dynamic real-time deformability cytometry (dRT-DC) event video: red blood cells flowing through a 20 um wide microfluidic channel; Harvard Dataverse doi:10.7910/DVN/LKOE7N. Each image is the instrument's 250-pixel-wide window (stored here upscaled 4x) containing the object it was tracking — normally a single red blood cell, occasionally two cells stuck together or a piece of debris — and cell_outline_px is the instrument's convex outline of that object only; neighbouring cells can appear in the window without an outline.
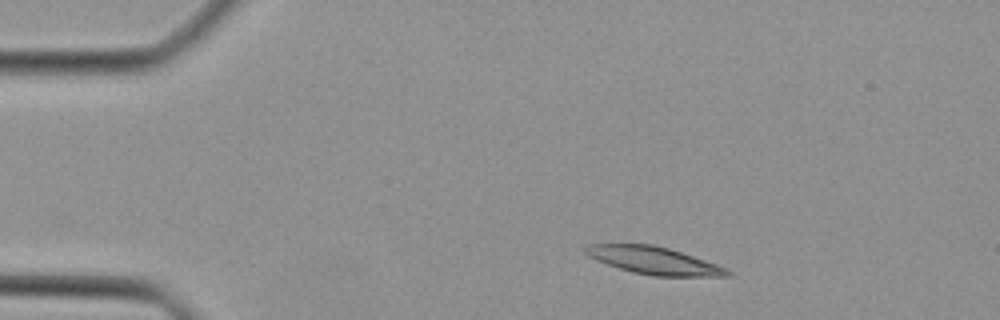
{"species": "Egyptian fruit bat (a non-hibernating species)", "species_latin": "Rousettus aegyptiacus", "temperature_condition": "cold", "stored_images_in_passage": 42, "camera_frame_rate_fps": 3000, "um_per_image_px": 0.085, "animal": {"sex": "female"}, "frame": {"image": 1, "passage_image": 5, "time_ms": 1.333, "image_size_px": [1000, 320], "cell_outline_px": [[732, 276], [652, 276], [632, 272], [596, 260], [588, 256], [584, 252], [584, 248], [588, 244], [652, 244], [668, 248], [716, 264], [732, 272]], "centroid_in_image_um": [55.55, 22.14], "position_along_channel_um": 29.5, "area_um2": 22.43}}
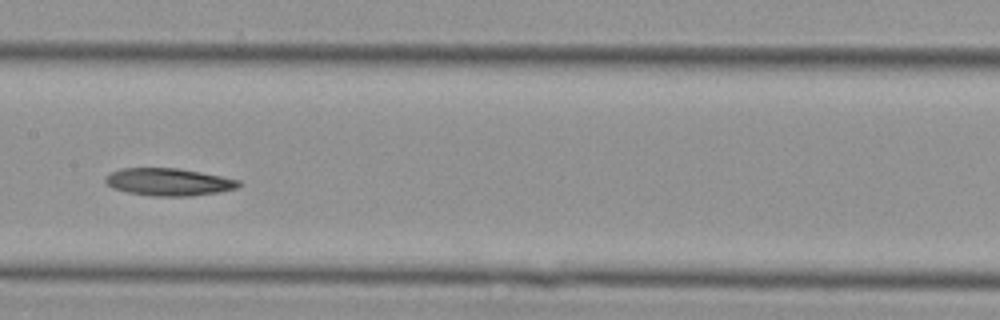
{"frame": {"image": 2, "passage_image": 20, "time_ms": 6.333, "image_size_px": [1000, 320], "cell_outline_px": [[240, 184], [236, 188], [220, 192], [192, 196], [152, 196], [128, 192], [112, 188], [104, 180], [104, 176], [120, 168], [176, 168], [200, 172], [240, 180]], "centroid_in_image_um": [14.31, 15.47], "position_along_channel_um": 193.1, "area_um2": 21.27}}
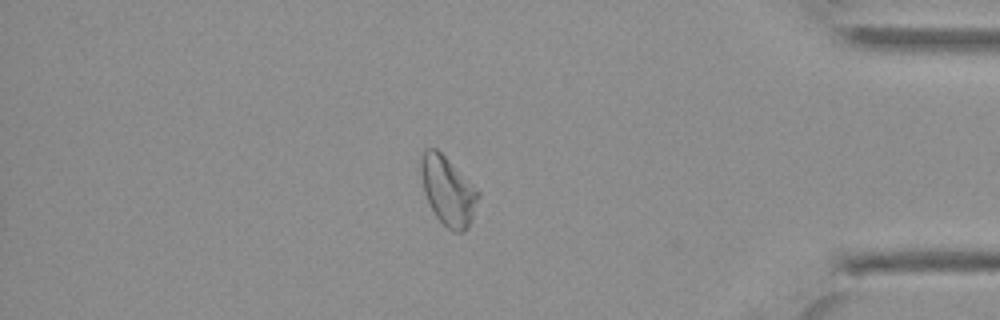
{"frame": {"image": 3, "passage_image": 36, "time_ms": 11.667, "image_size_px": [1000, 320], "cell_outline_px": [[480, 196], [472, 220], [468, 228], [464, 232], [452, 232], [436, 216], [424, 192], [420, 172], [420, 164], [424, 148], [436, 148], [480, 192]], "centroid_in_image_um": [38.09, 16.24], "position_along_channel_um": 397.1, "area_um2": 22.72}}